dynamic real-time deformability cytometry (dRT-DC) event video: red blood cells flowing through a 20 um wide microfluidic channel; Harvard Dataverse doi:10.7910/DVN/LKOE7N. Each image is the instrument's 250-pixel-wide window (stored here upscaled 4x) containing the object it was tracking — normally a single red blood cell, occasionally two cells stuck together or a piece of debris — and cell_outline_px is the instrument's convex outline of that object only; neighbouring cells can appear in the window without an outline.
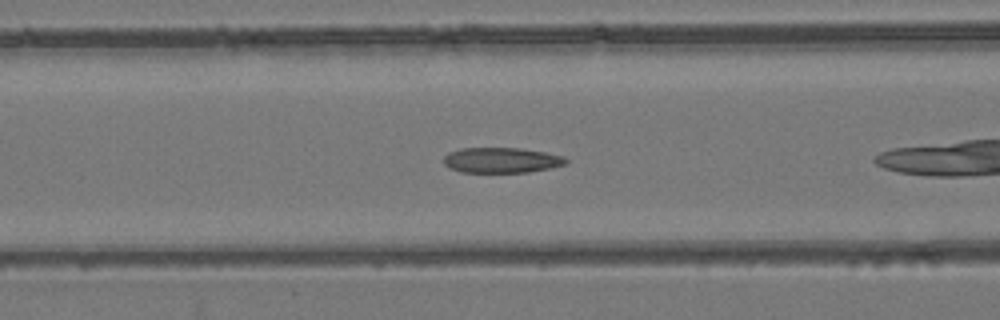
{"species": "common noctule bat (a hibernating species)", "species_latin": "Nyctalus noctula", "temperature_condition": "room temperature", "stored_images_in_passage": 28, "camera_frame_rate_fps": 3000, "um_per_image_px": 0.085, "animal": {"sex": "female", "body_mass_g": 24.6, "forearm_length_mm": 56.2}, "frame": {"image": 1, "passage_image": 6, "time_ms": 1.667, "image_size_px": [1000, 320], "cell_outline_px": [[568, 160], [564, 164], [552, 168], [528, 172], [460, 172], [448, 168], [444, 164], [444, 156], [448, 152], [460, 148], [520, 148], [544, 152], [564, 156]], "centroid_in_image_um": [42.59, 13.61], "position_along_channel_um": 124.0, "area_um2": 18.15}}
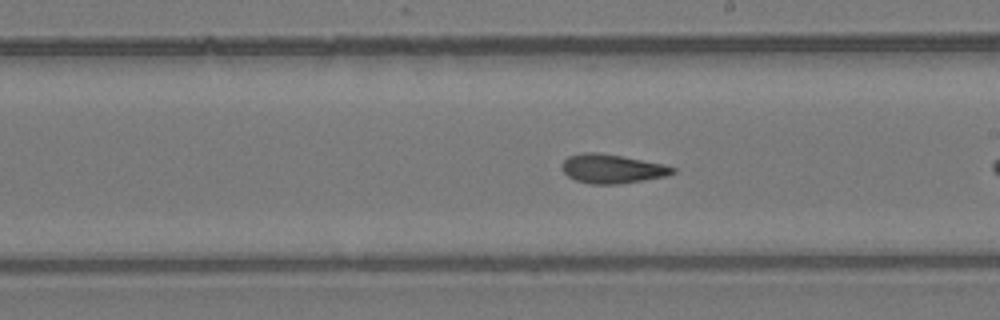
{"frame": {"image": 2, "passage_image": 15, "time_ms": 4.667, "image_size_px": [1000, 320], "cell_outline_px": [[676, 172], [668, 176], [616, 184], [592, 184], [576, 180], [568, 176], [560, 168], [560, 164], [568, 156], [584, 152], [596, 152], [620, 156], [664, 164], [676, 168]], "centroid_in_image_um": [52.01, 14.34], "position_along_channel_um": 237.0, "area_um2": 18.67}}
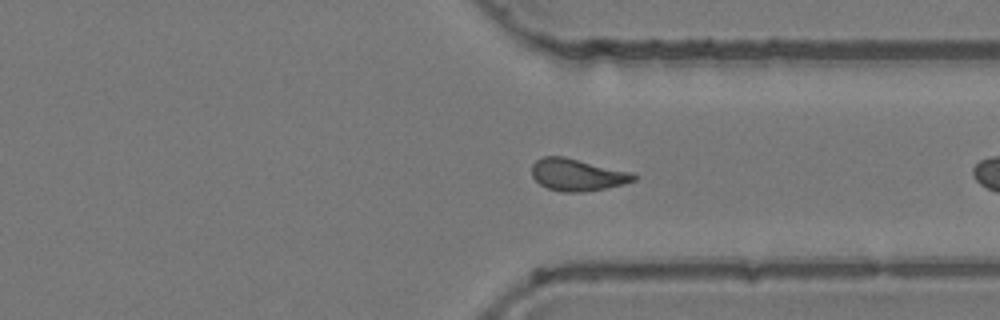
{"frame": {"image": 3, "passage_image": 25, "time_ms": 8.0, "image_size_px": [1000, 320], "cell_outline_px": [[636, 180], [624, 184], [604, 188], [580, 192], [564, 192], [548, 188], [540, 184], [532, 176], [532, 164], [536, 160], [544, 156], [564, 156], [632, 172], [636, 176]], "centroid_in_image_um": [49.06, 14.84], "position_along_channel_um": 362.3, "area_um2": 18.96}}